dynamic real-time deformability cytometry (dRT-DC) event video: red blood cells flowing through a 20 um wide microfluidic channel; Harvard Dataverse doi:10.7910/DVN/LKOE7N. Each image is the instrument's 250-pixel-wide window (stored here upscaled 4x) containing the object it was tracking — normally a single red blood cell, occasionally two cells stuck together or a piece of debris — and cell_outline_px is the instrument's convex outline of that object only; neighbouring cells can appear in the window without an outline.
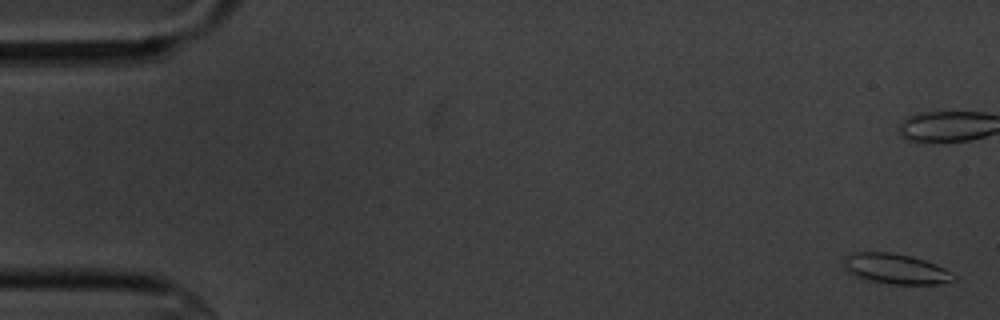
{"species": "common noctule bat (a hibernating species)", "species_latin": "Nyctalus noctula", "temperature_condition": "cold", "stored_images_in_passage": 5, "camera_frame_rate_fps": 3000, "um_per_image_px": 0.085, "animal": {"sex": "male", "body_mass_g": 20.1, "forearm_length_mm": 53.5}, "frame": {"image": 1, "passage_image": 1, "time_ms": 0.0, "image_size_px": [1000, 320], "cell_outline_px": [[956, 280], [940, 284], [892, 284], [868, 280], [856, 276], [848, 272], [844, 268], [844, 256], [852, 252], [892, 252], [912, 256], [936, 264], [952, 272], [956, 276]], "centroid_in_image_um": [76.14, 22.84], "position_along_channel_um": 8.9, "area_um2": 19.54}}